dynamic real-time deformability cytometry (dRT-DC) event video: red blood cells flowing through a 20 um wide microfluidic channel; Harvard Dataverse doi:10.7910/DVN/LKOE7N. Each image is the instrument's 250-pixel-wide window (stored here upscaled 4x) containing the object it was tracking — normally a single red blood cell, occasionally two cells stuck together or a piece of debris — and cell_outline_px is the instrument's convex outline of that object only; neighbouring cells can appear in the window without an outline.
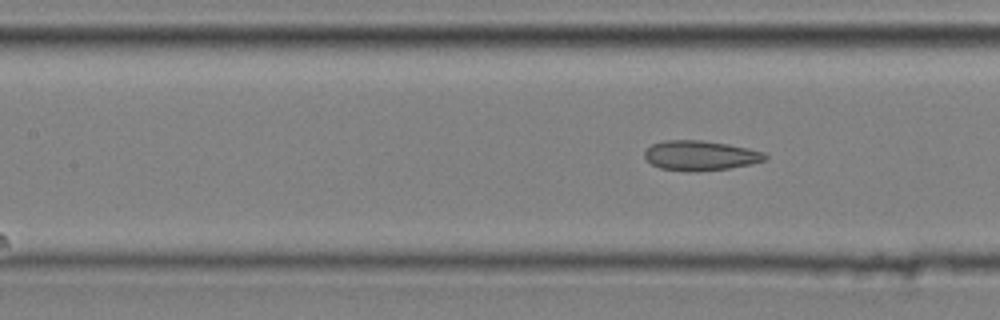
{"species": "common noctule bat (a hibernating species)", "species_latin": "Nyctalus noctula", "temperature_condition": "cold", "stored_images_in_passage": 10, "segment_of_instrument_passage": [2, 2], "camera_frame_rate_fps": 3000, "um_per_image_px": 0.085, "animal": {"sex": "male", "body_mass_g": 20.4}, "frame": {"image": 1, "passage_image": 10, "time_ms": 3.0, "image_size_px": [1000, 320], "cell_outline_px": [[768, 156], [764, 160], [752, 164], [728, 168], [696, 172], [688, 172], [660, 168], [652, 164], [644, 156], [644, 152], [652, 144], [664, 140], [700, 140], [728, 144], [748, 148], [764, 152]], "centroid_in_image_um": [59.53, 13.22], "position_along_channel_um": 147.9, "area_um2": 20.98}}